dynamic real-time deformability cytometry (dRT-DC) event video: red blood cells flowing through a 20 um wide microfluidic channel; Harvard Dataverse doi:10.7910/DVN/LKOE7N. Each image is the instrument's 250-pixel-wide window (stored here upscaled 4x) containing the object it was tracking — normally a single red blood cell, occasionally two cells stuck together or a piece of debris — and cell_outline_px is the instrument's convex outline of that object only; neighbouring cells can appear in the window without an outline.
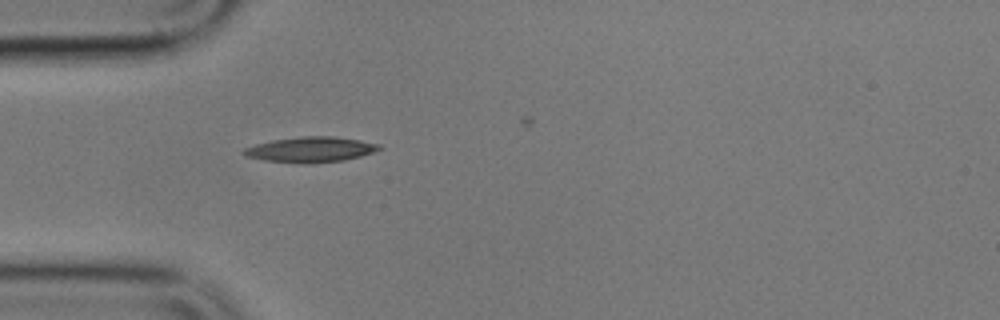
{"species": "common noctule bat (a hibernating species)", "species_latin": "Nyctalus noctula", "temperature_condition": "cold", "stored_images_in_passage": 11, "camera_frame_rate_fps": 3000, "um_per_image_px": 0.085, "animal": {"sex": "male", "body_mass_g": 17.9}, "frame": {"image": 1, "passage_image": 1, "time_ms": 0.0, "image_size_px": [1000, 320], "cell_outline_px": [[384, 148], [360, 156], [344, 160], [308, 164], [300, 164], [264, 160], [248, 156], [240, 152], [244, 148], [256, 144], [272, 140], [300, 136], [336, 136], [360, 140], [380, 144]], "centroid_in_image_um": [26.41, 12.71], "position_along_channel_um": 58.6, "area_um2": 20.17}}
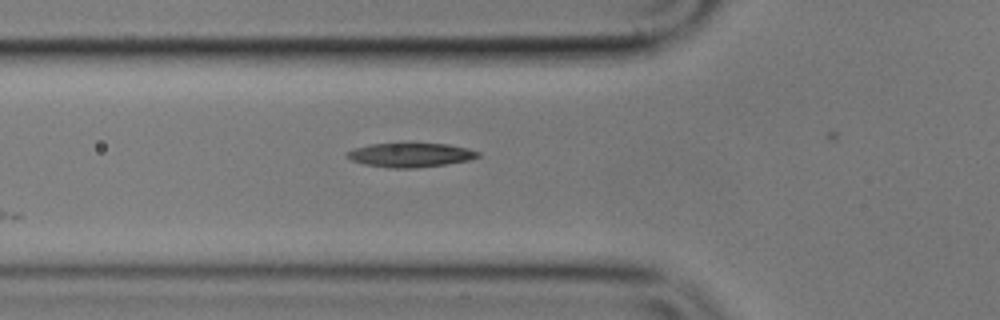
{"frame": {"image": 2, "passage_image": 4, "time_ms": 1.0, "image_size_px": [1000, 320], "cell_outline_px": [[480, 156], [472, 160], [416, 168], [388, 168], [364, 164], [352, 160], [348, 156], [348, 152], [356, 148], [372, 144], [448, 144], [468, 148], [480, 152]], "centroid_in_image_um": [34.96, 13.18], "position_along_channel_um": 90.8, "area_um2": 18.15}}